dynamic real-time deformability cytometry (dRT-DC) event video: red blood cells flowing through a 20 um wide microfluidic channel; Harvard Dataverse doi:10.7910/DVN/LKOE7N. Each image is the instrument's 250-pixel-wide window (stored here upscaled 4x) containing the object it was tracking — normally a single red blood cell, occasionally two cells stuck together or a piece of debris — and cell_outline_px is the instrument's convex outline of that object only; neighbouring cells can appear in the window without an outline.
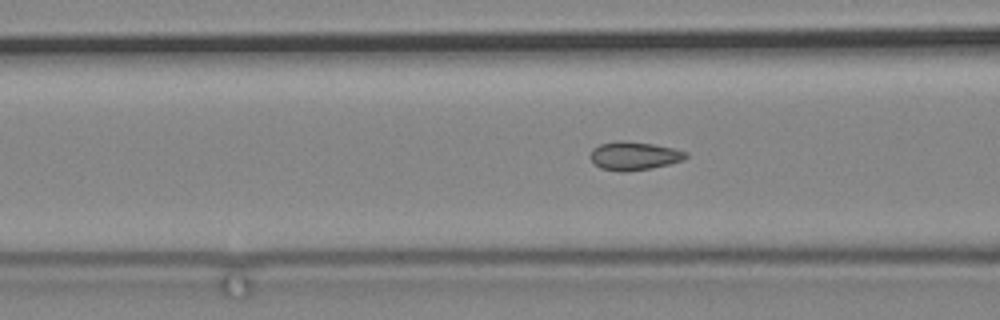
{"species": "common noctule bat (a hibernating species)", "species_latin": "Nyctalus noctula", "temperature_condition": "cold", "stored_images_in_passage": 76, "camera_frame_rate_fps": 3000, "um_per_image_px": 0.085, "animal": {"sex": "male", "body_mass_g": 19.2, "forearm_length_mm": 51.8}, "frame": {"image": 1, "passage_image": 37, "time_ms": 12.0, "image_size_px": [1000, 320], "cell_outline_px": [[688, 156], [684, 160], [652, 168], [624, 172], [620, 172], [600, 168], [592, 160], [592, 148], [600, 144], [620, 140], [624, 140], [652, 144], [672, 148], [688, 152]], "centroid_in_image_um": [53.92, 13.25], "position_along_channel_um": 112.7, "area_um2": 15.72}}
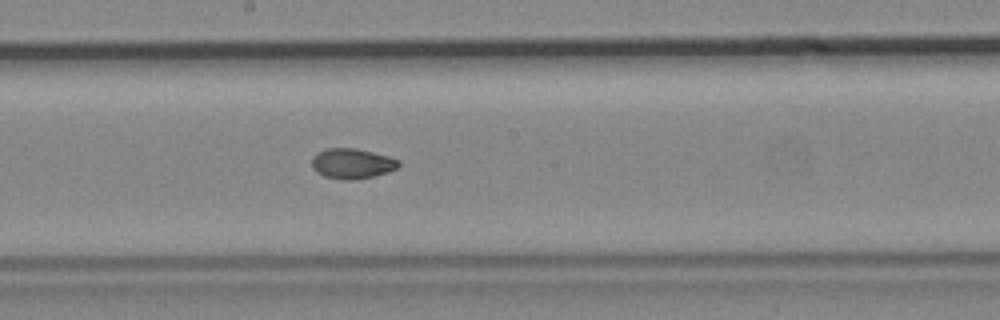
{"frame": {"image": 2, "passage_image": 47, "time_ms": 15.333, "image_size_px": [1000, 320], "cell_outline_px": [[400, 164], [396, 168], [388, 172], [372, 176], [352, 180], [344, 180], [324, 176], [316, 172], [312, 168], [312, 156], [316, 152], [328, 148], [356, 148], [388, 156], [400, 160]], "centroid_in_image_um": [29.9, 13.89], "position_along_channel_um": 218.3, "area_um2": 15.32}}
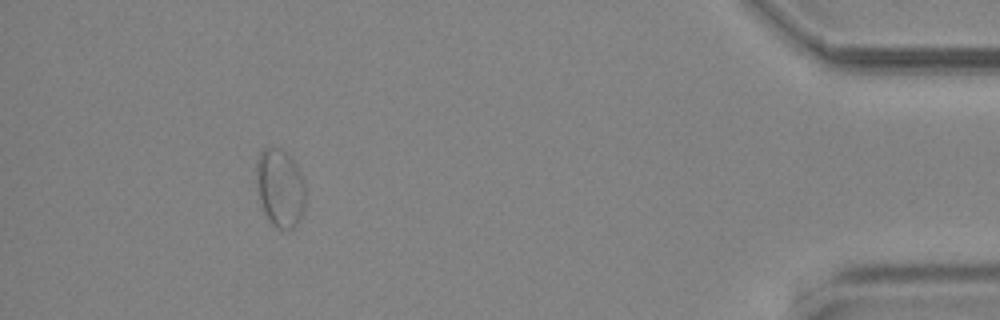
{"frame": {"image": 3, "passage_image": 71, "time_ms": 23.333, "image_size_px": [1000, 320], "cell_outline_px": [[304, 208], [300, 220], [292, 228], [276, 228], [268, 220], [260, 204], [256, 184], [256, 160], [260, 152], [264, 148], [280, 148], [292, 160], [300, 172], [304, 180]], "centroid_in_image_um": [23.78, 15.98], "position_along_channel_um": 411.4, "area_um2": 22.31}}